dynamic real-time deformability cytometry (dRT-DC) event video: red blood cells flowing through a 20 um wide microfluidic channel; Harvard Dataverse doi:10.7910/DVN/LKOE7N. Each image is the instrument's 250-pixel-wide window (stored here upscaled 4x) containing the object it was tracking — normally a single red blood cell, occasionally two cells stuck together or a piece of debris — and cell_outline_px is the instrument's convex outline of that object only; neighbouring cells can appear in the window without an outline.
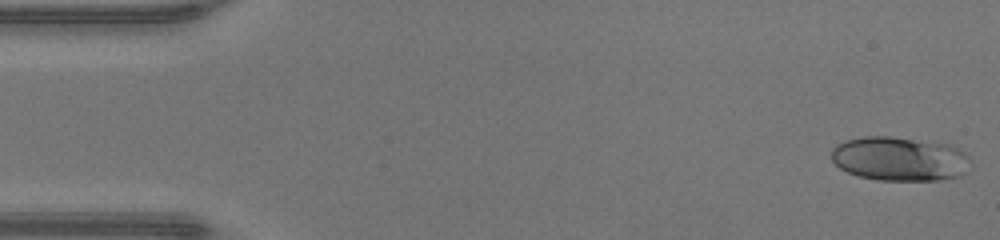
{"species": "human", "species_latin": "Homo sapiens", "temperature_condition": "warm", "stored_images_in_passage": 47, "camera_frame_rate_fps": 3000, "um_per_image_px": 0.085, "donor": {"sex": "male"}, "frame": {"image": 1, "passage_image": 1, "time_ms": 0.0, "image_size_px": [1000, 240], "cell_outline_px": [[972, 164], [960, 176], [940, 180], [880, 180], [860, 176], [848, 172], [840, 168], [832, 160], [832, 148], [836, 144], [844, 140], [864, 136], [888, 136], [952, 144], [972, 156]], "centroid_in_image_um": [76.52, 13.49], "position_along_channel_um": 8.5, "area_um2": 36.24}}
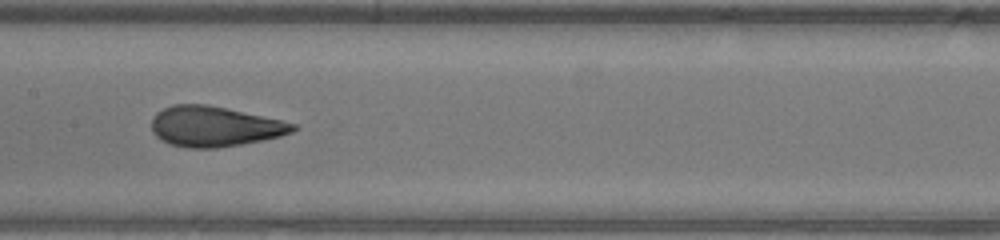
{"frame": {"image": 2, "passage_image": 23, "time_ms": 7.333, "image_size_px": [1000, 240], "cell_outline_px": [[300, 128], [292, 132], [280, 136], [240, 144], [216, 148], [188, 148], [168, 144], [160, 140], [152, 132], [152, 116], [156, 112], [172, 104], [208, 104], [280, 120], [296, 124]], "centroid_in_image_um": [18.19, 10.75], "position_along_channel_um": 189.2, "area_um2": 33.18}}
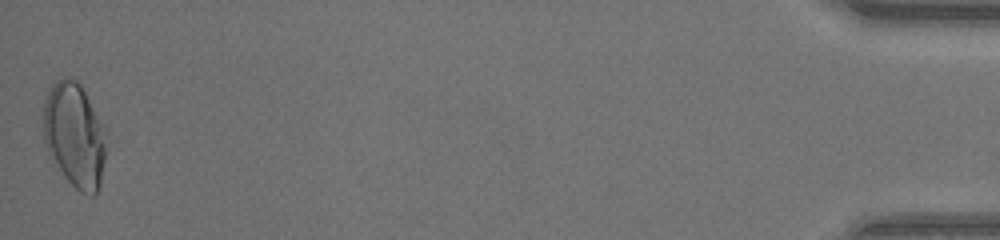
{"frame": {"image": 3, "passage_image": 47, "time_ms": 15.333, "image_size_px": [1000, 240], "cell_outline_px": [[108, 132], [100, 188], [92, 196], [88, 196], [80, 192], [68, 180], [60, 168], [48, 148], [44, 140], [44, 100], [52, 84], [56, 80], [64, 76], [68, 76], [76, 80], [80, 84], [108, 128]], "centroid_in_image_um": [6.4, 11.44], "position_along_channel_um": 428.8, "area_um2": 38.55}, "authors_computed_cell_mechanics": {"area_um2": 33.1772, "velocity_mm_per_s": 4.3191, "shape_relaxation_time_tau1_ms": null, "shape_relaxation_time_tau2_ms": 0.7368, "deformation_change_tau1": null, "deformation_change_tau2": 0.0755}}